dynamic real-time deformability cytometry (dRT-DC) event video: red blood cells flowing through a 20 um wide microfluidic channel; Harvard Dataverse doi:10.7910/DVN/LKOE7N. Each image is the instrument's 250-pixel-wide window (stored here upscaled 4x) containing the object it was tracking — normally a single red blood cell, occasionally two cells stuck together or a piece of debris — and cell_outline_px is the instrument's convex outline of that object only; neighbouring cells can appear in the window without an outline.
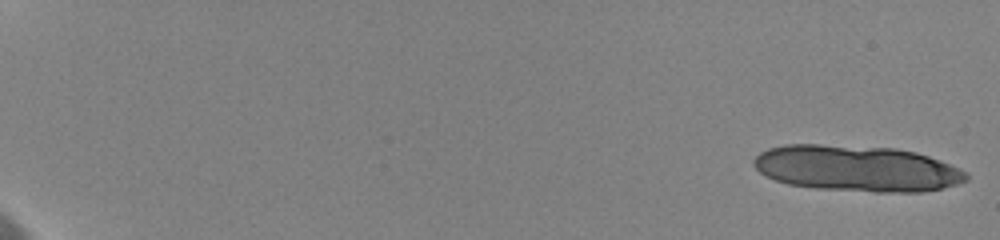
{"species": "human", "species_latin": "Homo sapiens", "temperature_condition": "cold", "stored_images_in_passage": 22, "camera_frame_rate_fps": 3000, "um_per_image_px": 0.085, "donor": {"sex": "female"}, "frame": {"image": 1, "passage_image": 1, "time_ms": 0.0, "image_size_px": [1000, 240], "cell_outline_px": [[968, 180], [956, 184], [940, 188], [920, 192], [876, 192], [816, 188], [788, 184], [776, 180], [760, 172], [752, 164], [752, 160], [760, 152], [768, 148], [784, 144], [820, 144], [896, 148], [916, 152], [940, 160], [968, 172]], "centroid_in_image_um": [72.82, 14.31], "position_along_channel_um": 12.2, "area_um2": 57.11}}